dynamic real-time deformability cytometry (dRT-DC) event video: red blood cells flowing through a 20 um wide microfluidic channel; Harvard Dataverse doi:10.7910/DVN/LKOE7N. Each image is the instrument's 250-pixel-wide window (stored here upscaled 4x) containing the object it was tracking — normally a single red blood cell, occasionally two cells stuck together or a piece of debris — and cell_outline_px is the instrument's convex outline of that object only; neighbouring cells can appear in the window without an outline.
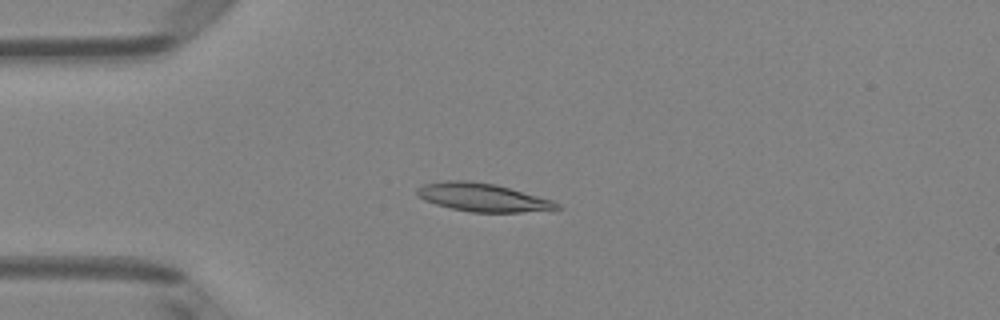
{"species": "Egyptian fruit bat (a non-hibernating species)", "species_latin": "Rousettus aegyptiacus", "temperature_condition": "room temperature", "stored_images_in_passage": 50, "camera_frame_rate_fps": 3000, "um_per_image_px": 0.085, "animal": {"sex": "female"}, "frame": {"image": 1, "passage_image": 13, "time_ms": 4.0, "image_size_px": [1000, 320], "cell_outline_px": [[560, 208], [552, 212], [472, 212], [452, 208], [436, 204], [424, 200], [416, 196], [416, 188], [424, 184], [444, 180], [468, 180], [496, 184], [552, 200], [560, 204]], "centroid_in_image_um": [41.07, 16.78], "position_along_channel_um": 43.9, "area_um2": 23.35}}
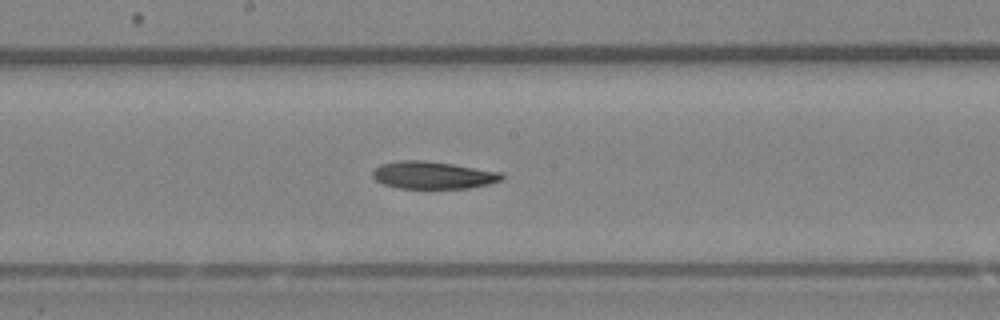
{"frame": {"image": 2, "passage_image": 27, "time_ms": 8.667, "image_size_px": [1000, 320], "cell_outline_px": [[504, 180], [488, 184], [468, 188], [400, 188], [384, 184], [376, 180], [372, 176], [372, 172], [380, 164], [396, 160], [424, 160], [452, 164], [504, 172]], "centroid_in_image_um": [36.83, 14.88], "position_along_channel_um": 211.4, "area_um2": 20.75}}
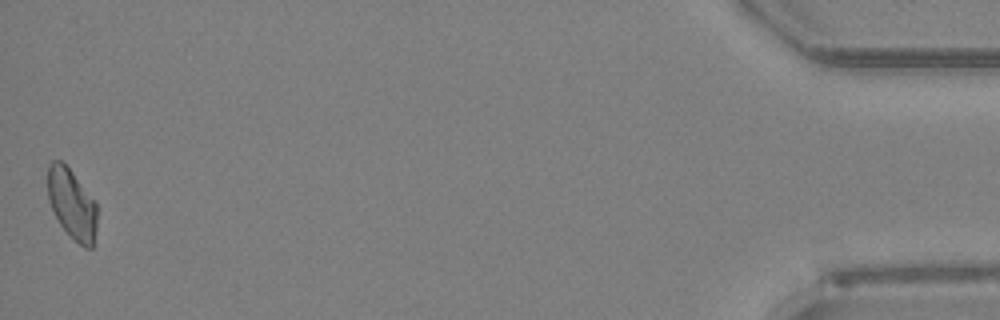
{"frame": {"image": 3, "passage_image": 50, "time_ms": 16.333, "image_size_px": [1000, 320], "cell_outline_px": [[96, 228], [92, 248], [84, 248], [60, 224], [48, 200], [48, 164], [52, 160], [60, 160], [72, 172], [96, 200]], "centroid_in_image_um": [6.12, 17.31], "position_along_channel_um": 429.1, "area_um2": 19.94}, "authors_computed_cell_mechanics": {"area_um2": 21.386, "velocity_mm_per_s": 4.0512, "shape_relaxation_time_tau1_ms": 4.5316, "shape_relaxation_time_tau2_ms": 7.2267, "deformation_change_tau1": 0.1429, "deformation_change_tau2": 0.1572}}